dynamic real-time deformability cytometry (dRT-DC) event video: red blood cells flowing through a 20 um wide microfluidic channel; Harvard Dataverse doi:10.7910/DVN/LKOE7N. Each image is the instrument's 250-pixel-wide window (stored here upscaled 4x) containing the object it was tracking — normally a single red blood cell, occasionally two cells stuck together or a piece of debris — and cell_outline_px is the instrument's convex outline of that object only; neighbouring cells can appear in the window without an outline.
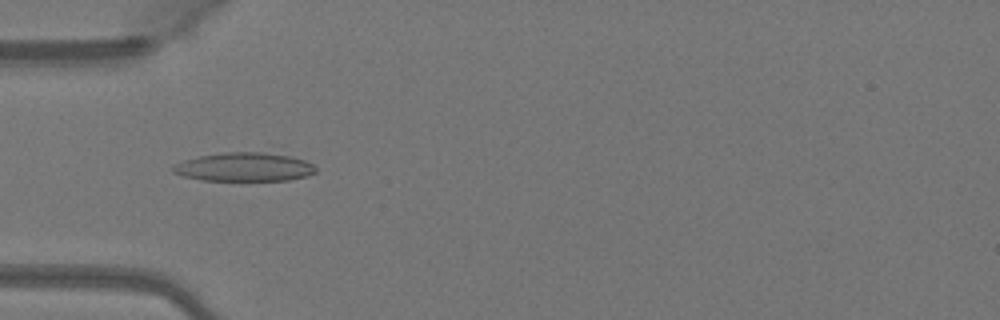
{"species": "Egyptian fruit bat (a non-hibernating species)", "species_latin": "Rousettus aegyptiacus", "temperature_condition": "warm", "stored_images_in_passage": 29, "camera_frame_rate_fps": 3000, "um_per_image_px": 0.085, "animal": {"sex": "female"}, "frame": {"image": 1, "passage_image": 10, "time_ms": 3.0, "image_size_px": [1000, 320], "cell_outline_px": [[316, 172], [308, 176], [288, 180], [204, 180], [184, 176], [172, 172], [172, 164], [184, 160], [200, 156], [224, 152], [264, 152], [288, 156], [304, 160], [312, 164], [316, 168]], "centroid_in_image_um": [20.75, 14.19], "position_along_channel_um": 64.3, "area_um2": 23.76}}
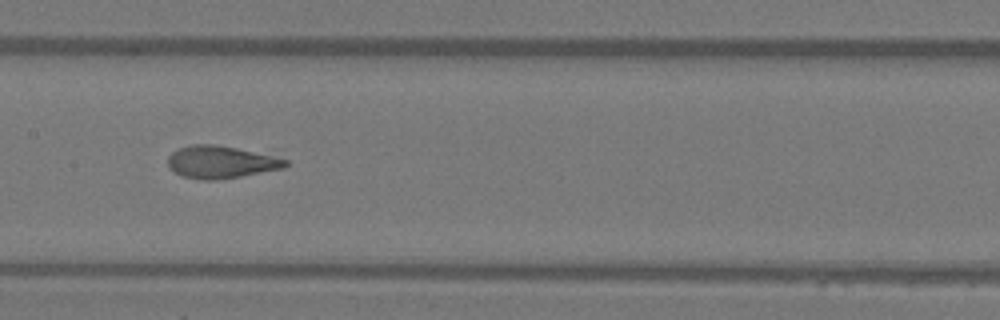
{"frame": {"image": 2, "passage_image": 19, "time_ms": 6.0, "image_size_px": [1000, 320], "cell_outline_px": [[288, 164], [284, 168], [240, 176], [216, 180], [204, 180], [184, 176], [168, 168], [168, 156], [172, 152], [180, 148], [192, 144], [212, 144], [236, 148], [272, 156], [288, 160]], "centroid_in_image_um": [18.75, 13.78], "position_along_channel_um": 188.7, "area_um2": 21.85}}
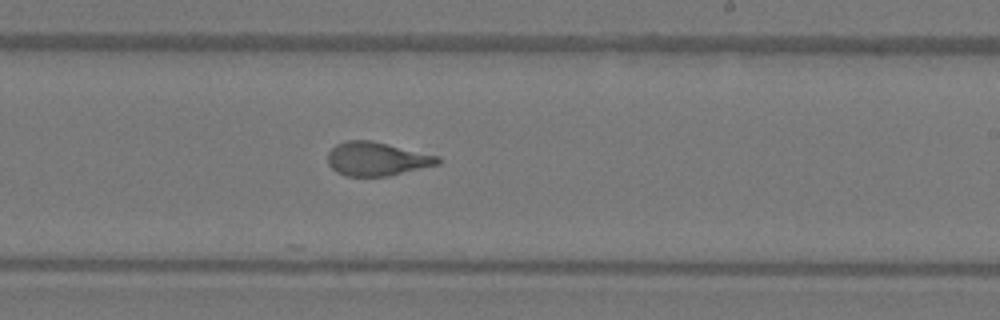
{"frame": {"image": 3, "passage_image": 24, "time_ms": 7.667, "image_size_px": [1000, 320], "cell_outline_px": [[440, 164], [388, 176], [344, 176], [336, 172], [328, 164], [328, 152], [336, 144], [348, 140], [372, 140], [440, 156]], "centroid_in_image_um": [32.03, 13.51], "position_along_channel_um": 257.0, "area_um2": 21.73}}